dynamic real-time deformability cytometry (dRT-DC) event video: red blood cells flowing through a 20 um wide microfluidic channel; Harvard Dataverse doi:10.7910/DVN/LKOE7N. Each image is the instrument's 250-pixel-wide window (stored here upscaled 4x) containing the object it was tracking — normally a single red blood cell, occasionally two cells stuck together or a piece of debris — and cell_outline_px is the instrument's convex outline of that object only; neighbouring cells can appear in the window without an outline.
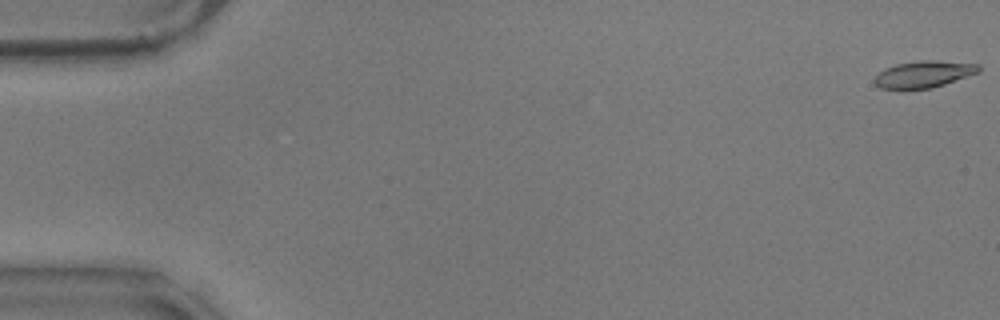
{"species": "common noctule bat (a hibernating species)", "species_latin": "Nyctalus noctula", "temperature_condition": "warm", "stored_images_in_passage": 58, "camera_frame_rate_fps": 3000, "um_per_image_px": 0.085, "animal": {"sex": "male", "body_mass_g": 17.9}, "frame": {"image": 1, "passage_image": 1, "time_ms": 0.0, "image_size_px": [1000, 320], "cell_outline_px": [[980, 72], [932, 88], [880, 88], [876, 84], [876, 76], [884, 68], [896, 64], [916, 60], [936, 60], [980, 64]], "centroid_in_image_um": [78.56, 6.28], "position_along_channel_um": 6.4, "area_um2": 16.07}}
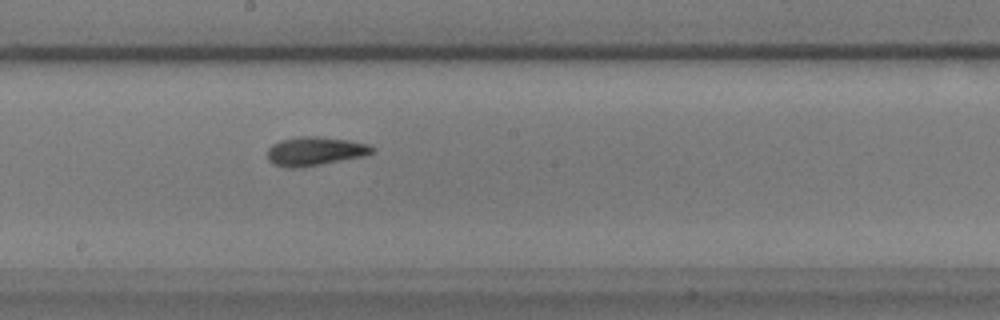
{"frame": {"image": 2, "passage_image": 32, "time_ms": 10.333, "image_size_px": [1000, 320], "cell_outline_px": [[376, 148], [372, 152], [364, 156], [304, 168], [284, 168], [272, 164], [268, 160], [268, 148], [272, 144], [280, 140], [296, 136], [316, 136], [352, 140], [368, 144]], "centroid_in_image_um": [26.76, 12.86], "position_along_channel_um": 221.4, "area_um2": 18.03}}
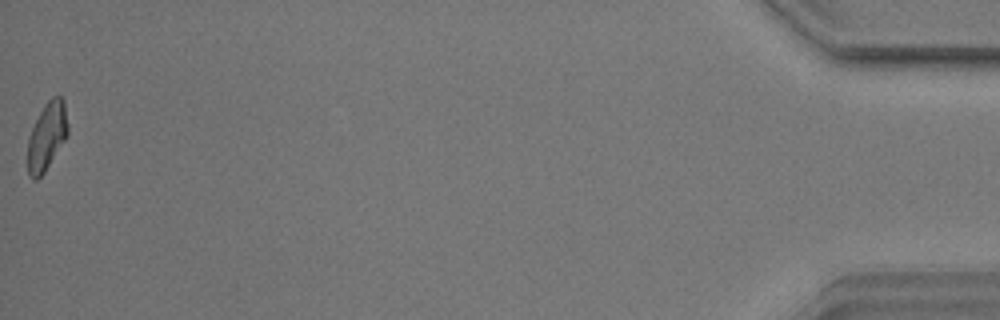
{"frame": {"image": 3, "passage_image": 58, "time_ms": 19.0, "image_size_px": [1000, 320], "cell_outline_px": [[68, 132], [64, 140], [44, 172], [36, 180], [32, 180], [28, 176], [28, 136], [44, 104], [52, 96], [60, 96], [64, 100], [68, 124]], "centroid_in_image_um": [3.97, 11.57], "position_along_channel_um": 431.2, "area_um2": 15.72}, "authors_computed_cell_mechanics": {"area_um2": 16.6753, "velocity_mm_per_s": 3.5261, "shape_relaxation_time_tau1_ms": 4.0363, "shape_relaxation_time_tau2_ms": 3.0845, "deformation_change_tau1": 0.1329, "deformation_change_tau2": 0.0934}}